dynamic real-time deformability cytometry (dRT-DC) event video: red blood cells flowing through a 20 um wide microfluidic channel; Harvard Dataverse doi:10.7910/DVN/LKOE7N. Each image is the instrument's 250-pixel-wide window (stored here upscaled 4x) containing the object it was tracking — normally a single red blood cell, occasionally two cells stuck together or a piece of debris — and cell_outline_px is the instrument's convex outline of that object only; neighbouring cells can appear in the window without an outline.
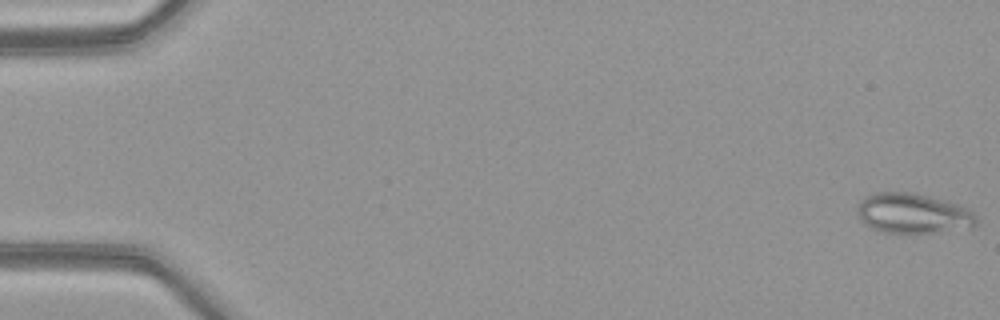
{"species": "common noctule bat (a hibernating species)", "species_latin": "Nyctalus noctula", "temperature_condition": "warm", "stored_images_in_passage": 15, "camera_frame_rate_fps": 3000, "um_per_image_px": 0.085, "animal": {"sex": "female", "body_mass_g": 21.9}, "frame": {"image": 1, "passage_image": 1, "time_ms": 0.0, "image_size_px": [1000, 320], "cell_outline_px": [[976, 224], [972, 228], [932, 232], [884, 232], [872, 228], [864, 224], [860, 220], [856, 212], [856, 204], [864, 196], [876, 192], [916, 192], [944, 200], [968, 208], [976, 216]], "centroid_in_image_um": [77.56, 18.12], "position_along_channel_um": 7.4, "area_um2": 27.98}}